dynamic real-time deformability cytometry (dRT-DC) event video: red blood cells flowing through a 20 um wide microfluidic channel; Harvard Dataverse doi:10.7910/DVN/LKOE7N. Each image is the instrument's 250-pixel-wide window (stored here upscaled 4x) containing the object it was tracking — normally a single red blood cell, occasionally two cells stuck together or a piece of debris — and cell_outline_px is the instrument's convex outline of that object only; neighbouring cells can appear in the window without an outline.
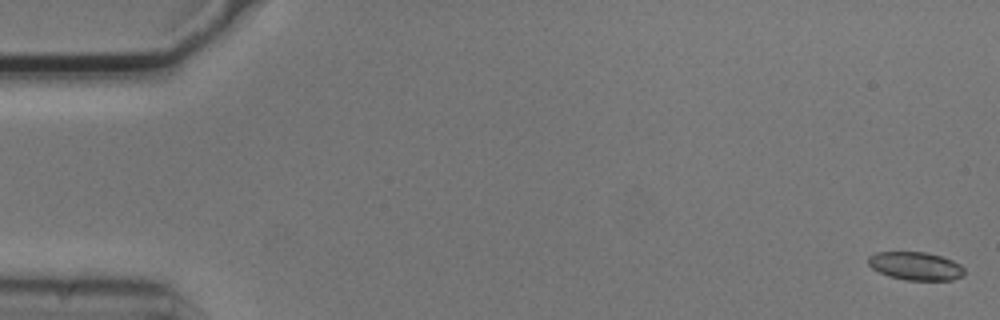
{"species": "common noctule bat (a hibernating species)", "species_latin": "Nyctalus noctula", "temperature_condition": "cold", "stored_images_in_passage": 55, "camera_frame_rate_fps": 3000, "um_per_image_px": 0.085, "animal": {"sex": "male", "body_mass_g": 20.5, "forearm_length_mm": 52.5}, "frame": {"image": 1, "passage_image": 1, "time_ms": 0.0, "image_size_px": [1000, 320], "cell_outline_px": [[964, 276], [952, 280], [904, 280], [888, 276], [872, 268], [868, 264], [868, 256], [876, 252], [924, 252], [940, 256], [952, 260], [960, 264], [964, 268]], "centroid_in_image_um": [77.83, 22.62], "position_along_channel_um": 7.2, "area_um2": 15.84}}
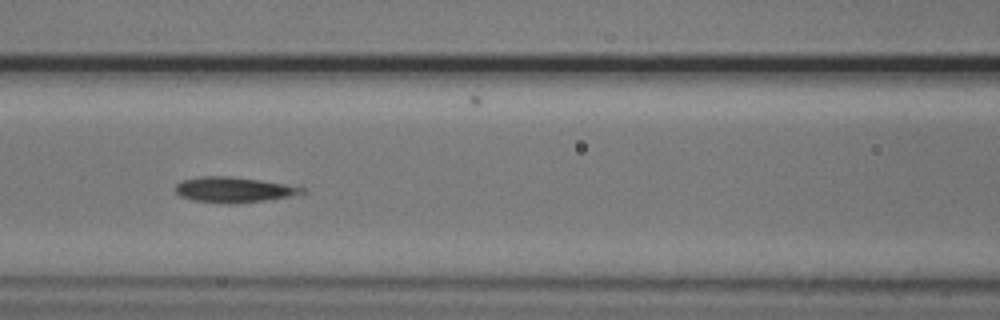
{"frame": {"image": 2, "passage_image": 24, "time_ms": 7.667, "image_size_px": [1000, 320], "cell_outline_px": [[304, 192], [288, 196], [264, 200], [228, 204], [196, 200], [180, 196], [176, 192], [176, 184], [180, 180], [200, 176], [228, 176], [260, 180], [284, 184], [304, 188]], "centroid_in_image_um": [19.79, 16.11], "position_along_channel_um": 146.8, "area_um2": 18.32}}
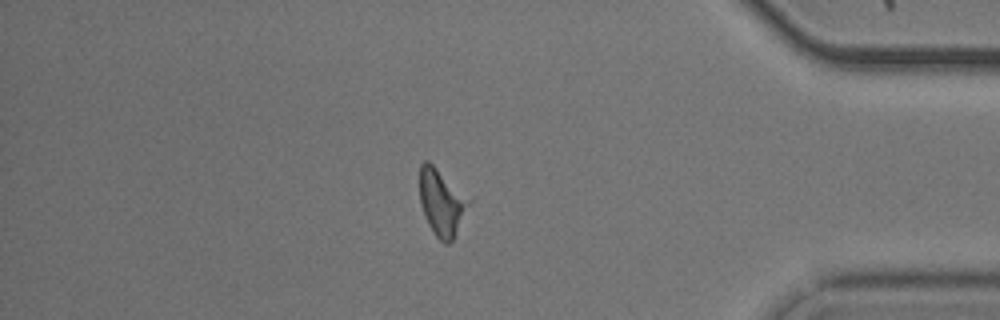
{"frame": {"image": 3, "passage_image": 47, "time_ms": 15.333, "image_size_px": [1000, 320], "cell_outline_px": [[472, 204], [456, 236], [448, 244], [444, 244], [436, 236], [428, 224], [424, 216], [420, 200], [420, 164], [424, 160], [428, 160], [472, 196]], "centroid_in_image_um": [37.62, 17.19], "position_along_channel_um": 397.6, "area_um2": 20.0}, "authors_computed_cell_mechanics": {"area_um2": 17.918, "velocity_mm_per_s": 3.6904, "shape_relaxation_time_tau1_ms": null, "shape_relaxation_time_tau2_ms": 3.0523, "deformation_change_tau1": null, "deformation_change_tau2": 0.118}}